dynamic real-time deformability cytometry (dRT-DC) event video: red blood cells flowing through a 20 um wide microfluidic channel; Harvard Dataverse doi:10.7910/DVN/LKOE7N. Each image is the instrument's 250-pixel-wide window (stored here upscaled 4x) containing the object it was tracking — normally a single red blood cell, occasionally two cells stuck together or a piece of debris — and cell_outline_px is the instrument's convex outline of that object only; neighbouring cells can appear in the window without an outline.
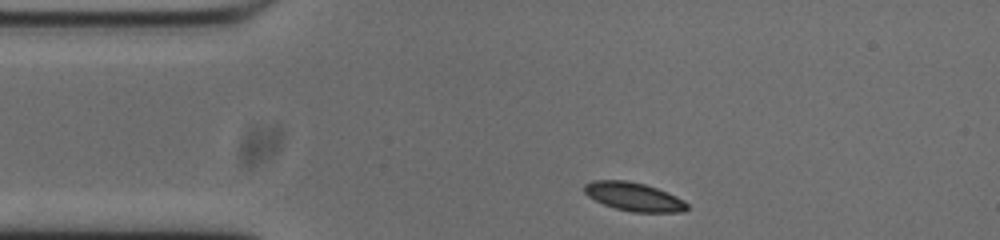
{"species": "common noctule bat (a hibernating species)", "species_latin": "Nyctalus noctula", "temperature_condition": "cold", "stored_images_in_passage": 45, "camera_frame_rate_fps": 3000, "um_per_image_px": 0.085, "animal": {"sex": "male", "body_mass_g": 20.0, "forearm_length_mm": 53.3}, "frame": {"image": 1, "passage_image": 1, "time_ms": 0.0, "image_size_px": [1000, 240], "cell_outline_px": [[688, 208], [684, 212], [632, 212], [616, 208], [604, 204], [588, 196], [584, 192], [584, 184], [592, 180], [628, 180], [644, 184], [656, 188], [676, 196], [684, 200], [688, 204]], "centroid_in_image_um": [53.87, 16.71], "position_along_channel_um": 31.1, "area_um2": 17.05}}
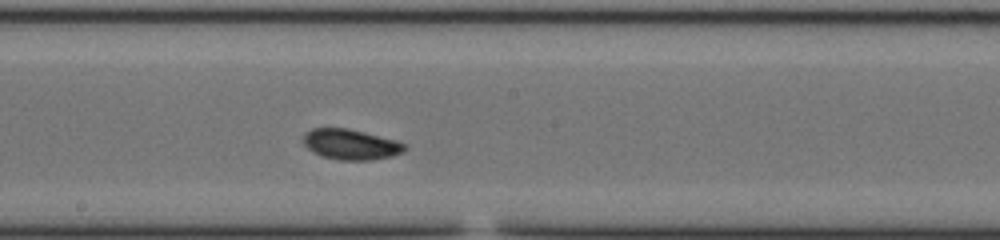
{"frame": {"image": 2, "passage_image": 19, "time_ms": 6.0, "image_size_px": [1000, 240], "cell_outline_px": [[408, 148], [404, 152], [392, 156], [372, 160], [340, 160], [320, 156], [312, 152], [304, 144], [304, 136], [312, 128], [348, 128], [396, 140], [408, 144]], "centroid_in_image_um": [29.87, 12.28], "position_along_channel_um": 218.3, "area_um2": 18.09}}
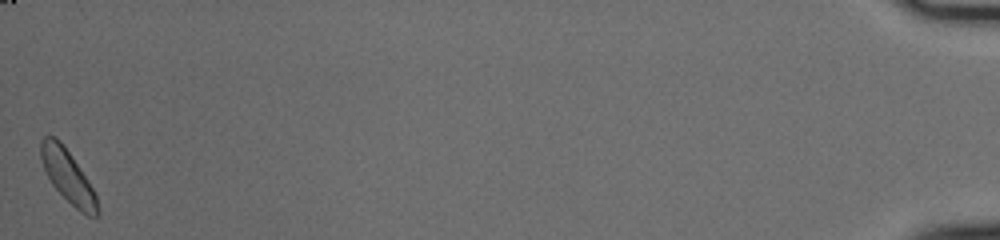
{"frame": {"image": 3, "passage_image": 45, "time_ms": 14.667, "image_size_px": [1000, 240], "cell_outline_px": [[100, 216], [88, 216], [80, 212], [52, 184], [44, 168], [40, 156], [40, 140], [44, 136], [56, 136], [60, 140], [88, 180], [96, 196], [100, 212]], "centroid_in_image_um": [5.77, 14.98], "position_along_channel_um": 429.4, "area_um2": 17.11}, "authors_computed_cell_mechanics": {"area_um2": 17.5134, "velocity_mm_per_s": 3.7027, "shape_relaxation_time_tau1_ms": 3.6168, "shape_relaxation_time_tau2_ms": null, "deformation_change_tau1": 0.1197, "deformation_change_tau2": null}}